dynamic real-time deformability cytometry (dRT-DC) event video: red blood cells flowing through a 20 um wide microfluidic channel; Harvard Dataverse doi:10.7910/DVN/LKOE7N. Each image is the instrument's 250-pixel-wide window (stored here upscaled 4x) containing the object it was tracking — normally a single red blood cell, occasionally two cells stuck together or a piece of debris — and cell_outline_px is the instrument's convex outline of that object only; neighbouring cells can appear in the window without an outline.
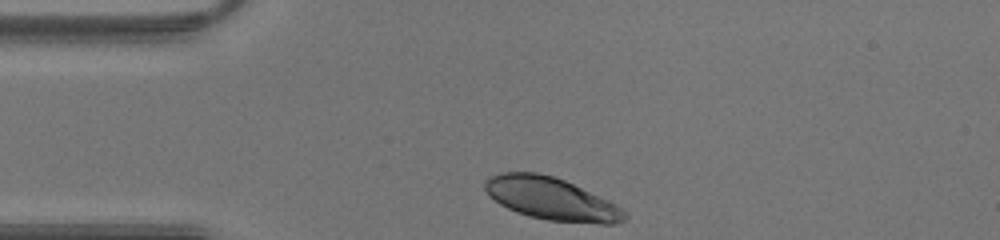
{"species": "human", "species_latin": "Homo sapiens", "temperature_condition": "warm", "stored_images_in_passage": 25, "camera_frame_rate_fps": 3000, "um_per_image_px": 0.085, "donor": {"sex": "male"}, "frame": {"image": 1, "passage_image": 1, "time_ms": 0.0, "image_size_px": [1000, 240], "cell_outline_px": [[628, 216], [624, 220], [616, 224], [600, 224], [548, 220], [528, 216], [516, 212], [500, 204], [488, 196], [484, 188], [484, 180], [488, 176], [500, 172], [536, 172], [552, 176], [564, 180], [608, 200], [616, 204], [628, 212]], "centroid_in_image_um": [46.84, 16.9], "position_along_channel_um": 38.2, "area_um2": 34.8}}
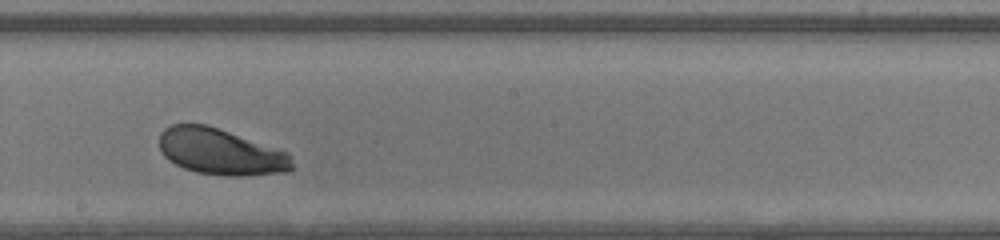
{"frame": {"image": 2, "passage_image": 15, "time_ms": 4.667, "image_size_px": [1000, 240], "cell_outline_px": [[292, 168], [288, 172], [240, 176], [224, 176], [196, 172], [184, 168], [168, 160], [164, 156], [160, 148], [160, 132], [164, 128], [172, 124], [208, 124], [288, 152], [292, 156]], "centroid_in_image_um": [18.75, 12.9], "position_along_channel_um": 229.4, "area_um2": 35.95}}
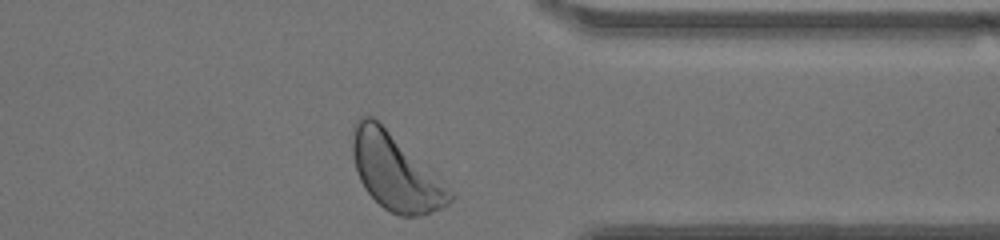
{"frame": {"image": 3, "passage_image": 25, "time_ms": 8.0, "image_size_px": [1000, 240], "cell_outline_px": [[452, 200], [440, 208], [420, 216], [400, 216], [384, 208], [364, 188], [360, 180], [356, 168], [352, 152], [352, 140], [356, 124], [360, 116], [372, 116], [452, 196]], "centroid_in_image_um": [33.48, 14.67], "position_along_channel_um": 377.9, "area_um2": 40.11}}